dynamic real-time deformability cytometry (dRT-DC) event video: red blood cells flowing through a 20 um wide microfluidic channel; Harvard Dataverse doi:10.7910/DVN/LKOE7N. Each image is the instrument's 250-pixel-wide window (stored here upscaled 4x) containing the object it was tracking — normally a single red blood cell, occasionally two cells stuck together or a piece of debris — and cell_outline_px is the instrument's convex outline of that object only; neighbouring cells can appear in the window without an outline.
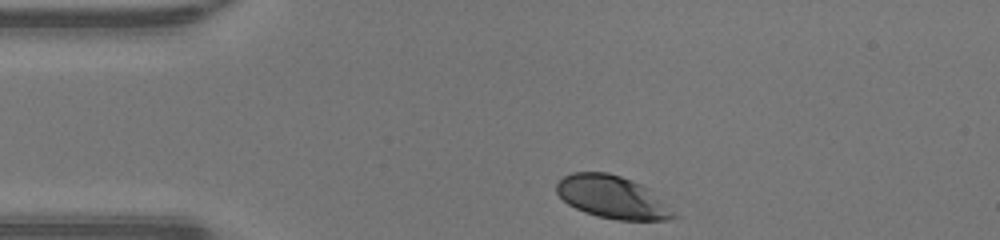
{"species": "human", "species_latin": "Homo sapiens", "temperature_condition": "warm", "stored_images_in_passage": 30, "camera_frame_rate_fps": 3000, "um_per_image_px": 0.085, "donor": {"sex": "male"}, "frame": {"image": 1, "passage_image": 1, "time_ms": 0.0, "image_size_px": [1000, 240], "cell_outline_px": [[680, 216], [668, 220], [616, 220], [596, 216], [584, 212], [568, 204], [556, 192], [556, 184], [564, 176], [572, 172], [608, 172], [632, 180], [648, 188]], "centroid_in_image_um": [52.06, 16.76], "position_along_channel_um": 32.9, "area_um2": 29.13}}
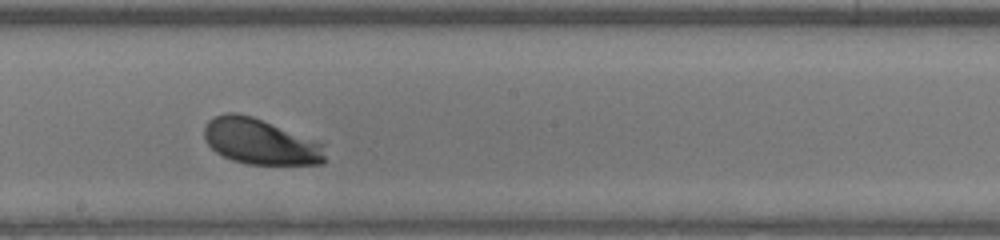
{"frame": {"image": 2, "passage_image": 18, "time_ms": 5.667, "image_size_px": [1000, 240], "cell_outline_px": [[324, 164], [248, 164], [232, 160], [216, 152], [204, 140], [204, 128], [208, 120], [224, 112], [236, 112], [252, 116], [324, 144]], "centroid_in_image_um": [22.08, 12.03], "position_along_channel_um": 226.1, "area_um2": 31.96}}
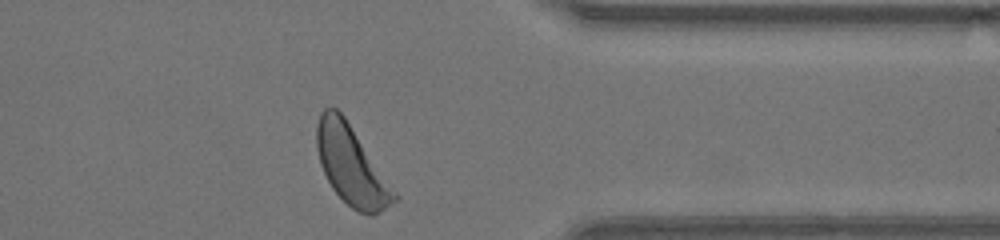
{"frame": {"image": 3, "passage_image": 30, "time_ms": 9.667, "image_size_px": [1000, 240], "cell_outline_px": [[400, 196], [396, 200], [380, 212], [372, 216], [368, 216], [352, 208], [332, 188], [320, 164], [316, 148], [316, 124], [320, 112], [324, 108], [336, 108], [344, 116]], "centroid_in_image_um": [29.87, 14.06], "position_along_channel_um": 381.5, "area_um2": 35.49}, "authors_computed_cell_mechanics": {"area_um2": 32.2813, "velocity_mm_per_s": 4.207, "shape_relaxation_time_tau1_ms": 1.2811, "shape_relaxation_time_tau2_ms": null, "deformation_change_tau1": 0.1181, "deformation_change_tau2": null}}